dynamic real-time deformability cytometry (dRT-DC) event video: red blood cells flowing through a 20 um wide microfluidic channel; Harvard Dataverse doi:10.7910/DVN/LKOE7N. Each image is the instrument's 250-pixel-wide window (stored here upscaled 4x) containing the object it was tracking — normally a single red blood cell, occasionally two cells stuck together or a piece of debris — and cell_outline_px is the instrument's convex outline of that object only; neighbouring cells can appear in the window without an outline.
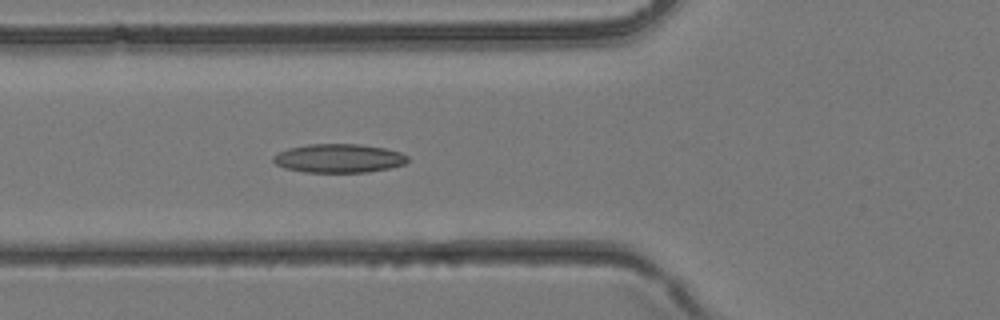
{"species": "common noctule bat (a hibernating species)", "species_latin": "Nyctalus noctula", "temperature_condition": "room temperature", "stored_images_in_passage": 10, "camera_frame_rate_fps": 3000, "um_per_image_px": 0.085, "animal": {"sex": "female", "body_mass_g": 24.6, "forearm_length_mm": 56.2}, "frame": {"image": 1, "passage_image": 4, "time_ms": 1.0, "image_size_px": [1000, 320], "cell_outline_px": [[408, 160], [404, 164], [388, 168], [368, 172], [304, 172], [284, 168], [276, 164], [272, 160], [272, 156], [288, 148], [308, 144], [360, 144], [384, 148], [400, 152], [408, 156]], "centroid_in_image_um": [28.78, 13.45], "position_along_channel_um": 97.0, "area_um2": 22.48}}